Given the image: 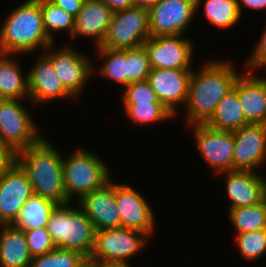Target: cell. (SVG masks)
Instances as JSON below:
<instances>
[{
	"mask_svg": "<svg viewBox=\"0 0 266 267\" xmlns=\"http://www.w3.org/2000/svg\"><path fill=\"white\" fill-rule=\"evenodd\" d=\"M237 3L240 14L242 13V6L257 11L266 9V0H237Z\"/></svg>",
	"mask_w": 266,
	"mask_h": 267,
	"instance_id": "40",
	"label": "cell"
},
{
	"mask_svg": "<svg viewBox=\"0 0 266 267\" xmlns=\"http://www.w3.org/2000/svg\"><path fill=\"white\" fill-rule=\"evenodd\" d=\"M236 234L266 229V198L253 206L228 209Z\"/></svg>",
	"mask_w": 266,
	"mask_h": 267,
	"instance_id": "26",
	"label": "cell"
},
{
	"mask_svg": "<svg viewBox=\"0 0 266 267\" xmlns=\"http://www.w3.org/2000/svg\"><path fill=\"white\" fill-rule=\"evenodd\" d=\"M195 144L204 161L216 174L233 170L234 134L206 124H193Z\"/></svg>",
	"mask_w": 266,
	"mask_h": 267,
	"instance_id": "12",
	"label": "cell"
},
{
	"mask_svg": "<svg viewBox=\"0 0 266 267\" xmlns=\"http://www.w3.org/2000/svg\"><path fill=\"white\" fill-rule=\"evenodd\" d=\"M160 0H134L135 6L144 8V9H150L154 5H156Z\"/></svg>",
	"mask_w": 266,
	"mask_h": 267,
	"instance_id": "42",
	"label": "cell"
},
{
	"mask_svg": "<svg viewBox=\"0 0 266 267\" xmlns=\"http://www.w3.org/2000/svg\"><path fill=\"white\" fill-rule=\"evenodd\" d=\"M20 99H0V139L15 152L37 144L43 136Z\"/></svg>",
	"mask_w": 266,
	"mask_h": 267,
	"instance_id": "6",
	"label": "cell"
},
{
	"mask_svg": "<svg viewBox=\"0 0 266 267\" xmlns=\"http://www.w3.org/2000/svg\"><path fill=\"white\" fill-rule=\"evenodd\" d=\"M28 73V89L31 104L41 105L59 98L75 97L63 86L51 61L43 54ZM33 102V103H32Z\"/></svg>",
	"mask_w": 266,
	"mask_h": 267,
	"instance_id": "18",
	"label": "cell"
},
{
	"mask_svg": "<svg viewBox=\"0 0 266 267\" xmlns=\"http://www.w3.org/2000/svg\"><path fill=\"white\" fill-rule=\"evenodd\" d=\"M231 61H207L199 72L192 70L186 107L189 125L205 124L221 99L233 89L239 71Z\"/></svg>",
	"mask_w": 266,
	"mask_h": 267,
	"instance_id": "1",
	"label": "cell"
},
{
	"mask_svg": "<svg viewBox=\"0 0 266 267\" xmlns=\"http://www.w3.org/2000/svg\"><path fill=\"white\" fill-rule=\"evenodd\" d=\"M17 162V152L0 139V176Z\"/></svg>",
	"mask_w": 266,
	"mask_h": 267,
	"instance_id": "37",
	"label": "cell"
},
{
	"mask_svg": "<svg viewBox=\"0 0 266 267\" xmlns=\"http://www.w3.org/2000/svg\"><path fill=\"white\" fill-rule=\"evenodd\" d=\"M245 67L249 71H254L255 69H262L266 67V25L260 40L258 41L256 47L247 59Z\"/></svg>",
	"mask_w": 266,
	"mask_h": 267,
	"instance_id": "36",
	"label": "cell"
},
{
	"mask_svg": "<svg viewBox=\"0 0 266 267\" xmlns=\"http://www.w3.org/2000/svg\"><path fill=\"white\" fill-rule=\"evenodd\" d=\"M109 6L113 12L135 6L134 0H101Z\"/></svg>",
	"mask_w": 266,
	"mask_h": 267,
	"instance_id": "39",
	"label": "cell"
},
{
	"mask_svg": "<svg viewBox=\"0 0 266 267\" xmlns=\"http://www.w3.org/2000/svg\"><path fill=\"white\" fill-rule=\"evenodd\" d=\"M31 261L25 232L0 224V267H30Z\"/></svg>",
	"mask_w": 266,
	"mask_h": 267,
	"instance_id": "22",
	"label": "cell"
},
{
	"mask_svg": "<svg viewBox=\"0 0 266 267\" xmlns=\"http://www.w3.org/2000/svg\"><path fill=\"white\" fill-rule=\"evenodd\" d=\"M116 206L120 227L137 230L149 236L154 233L155 215L151 205L128 184L115 183Z\"/></svg>",
	"mask_w": 266,
	"mask_h": 267,
	"instance_id": "13",
	"label": "cell"
},
{
	"mask_svg": "<svg viewBox=\"0 0 266 267\" xmlns=\"http://www.w3.org/2000/svg\"><path fill=\"white\" fill-rule=\"evenodd\" d=\"M91 264L95 267H132L129 262H98Z\"/></svg>",
	"mask_w": 266,
	"mask_h": 267,
	"instance_id": "41",
	"label": "cell"
},
{
	"mask_svg": "<svg viewBox=\"0 0 266 267\" xmlns=\"http://www.w3.org/2000/svg\"><path fill=\"white\" fill-rule=\"evenodd\" d=\"M235 237L237 248L244 260L256 261L266 254V229L236 234Z\"/></svg>",
	"mask_w": 266,
	"mask_h": 267,
	"instance_id": "33",
	"label": "cell"
},
{
	"mask_svg": "<svg viewBox=\"0 0 266 267\" xmlns=\"http://www.w3.org/2000/svg\"><path fill=\"white\" fill-rule=\"evenodd\" d=\"M221 174L226 176L229 209L253 206L266 198V178L259 171L230 170Z\"/></svg>",
	"mask_w": 266,
	"mask_h": 267,
	"instance_id": "17",
	"label": "cell"
},
{
	"mask_svg": "<svg viewBox=\"0 0 266 267\" xmlns=\"http://www.w3.org/2000/svg\"><path fill=\"white\" fill-rule=\"evenodd\" d=\"M253 73H240L233 89L238 95L246 121L249 124L266 125V77L259 78Z\"/></svg>",
	"mask_w": 266,
	"mask_h": 267,
	"instance_id": "20",
	"label": "cell"
},
{
	"mask_svg": "<svg viewBox=\"0 0 266 267\" xmlns=\"http://www.w3.org/2000/svg\"><path fill=\"white\" fill-rule=\"evenodd\" d=\"M55 5L59 6L74 18L81 10L84 0H50Z\"/></svg>",
	"mask_w": 266,
	"mask_h": 267,
	"instance_id": "38",
	"label": "cell"
},
{
	"mask_svg": "<svg viewBox=\"0 0 266 267\" xmlns=\"http://www.w3.org/2000/svg\"><path fill=\"white\" fill-rule=\"evenodd\" d=\"M57 205L51 199L33 194L25 202L11 225L22 231L47 227L52 211Z\"/></svg>",
	"mask_w": 266,
	"mask_h": 267,
	"instance_id": "25",
	"label": "cell"
},
{
	"mask_svg": "<svg viewBox=\"0 0 266 267\" xmlns=\"http://www.w3.org/2000/svg\"><path fill=\"white\" fill-rule=\"evenodd\" d=\"M205 124L212 129L229 132H234L249 124L234 89L221 99L215 113Z\"/></svg>",
	"mask_w": 266,
	"mask_h": 267,
	"instance_id": "24",
	"label": "cell"
},
{
	"mask_svg": "<svg viewBox=\"0 0 266 267\" xmlns=\"http://www.w3.org/2000/svg\"><path fill=\"white\" fill-rule=\"evenodd\" d=\"M24 232L32 258L48 253L56 247L51 239L47 227L36 228Z\"/></svg>",
	"mask_w": 266,
	"mask_h": 267,
	"instance_id": "35",
	"label": "cell"
},
{
	"mask_svg": "<svg viewBox=\"0 0 266 267\" xmlns=\"http://www.w3.org/2000/svg\"><path fill=\"white\" fill-rule=\"evenodd\" d=\"M17 163L28 175L33 194L57 204L70 202L64 188L63 157L45 137L37 144L19 151Z\"/></svg>",
	"mask_w": 266,
	"mask_h": 267,
	"instance_id": "2",
	"label": "cell"
},
{
	"mask_svg": "<svg viewBox=\"0 0 266 267\" xmlns=\"http://www.w3.org/2000/svg\"><path fill=\"white\" fill-rule=\"evenodd\" d=\"M93 223L96 230L120 227L116 206L115 183L112 178L102 188L84 195L76 202Z\"/></svg>",
	"mask_w": 266,
	"mask_h": 267,
	"instance_id": "19",
	"label": "cell"
},
{
	"mask_svg": "<svg viewBox=\"0 0 266 267\" xmlns=\"http://www.w3.org/2000/svg\"><path fill=\"white\" fill-rule=\"evenodd\" d=\"M192 70L157 68L151 69L148 75L147 80L157 94L158 100L174 116L178 114L179 105L187 104Z\"/></svg>",
	"mask_w": 266,
	"mask_h": 267,
	"instance_id": "14",
	"label": "cell"
},
{
	"mask_svg": "<svg viewBox=\"0 0 266 267\" xmlns=\"http://www.w3.org/2000/svg\"><path fill=\"white\" fill-rule=\"evenodd\" d=\"M82 267H95V266L87 261Z\"/></svg>",
	"mask_w": 266,
	"mask_h": 267,
	"instance_id": "43",
	"label": "cell"
},
{
	"mask_svg": "<svg viewBox=\"0 0 266 267\" xmlns=\"http://www.w3.org/2000/svg\"><path fill=\"white\" fill-rule=\"evenodd\" d=\"M87 261L78 251L55 247L48 253L33 257L30 267H82Z\"/></svg>",
	"mask_w": 266,
	"mask_h": 267,
	"instance_id": "31",
	"label": "cell"
},
{
	"mask_svg": "<svg viewBox=\"0 0 266 267\" xmlns=\"http://www.w3.org/2000/svg\"><path fill=\"white\" fill-rule=\"evenodd\" d=\"M54 46V43L49 45L43 54L51 61L63 86L78 99L87 80L93 75L92 60L86 54L78 52L79 50H74L70 45H64L57 50Z\"/></svg>",
	"mask_w": 266,
	"mask_h": 267,
	"instance_id": "9",
	"label": "cell"
},
{
	"mask_svg": "<svg viewBox=\"0 0 266 267\" xmlns=\"http://www.w3.org/2000/svg\"><path fill=\"white\" fill-rule=\"evenodd\" d=\"M122 107L132 122L142 126L174 118V114L161 102L123 104Z\"/></svg>",
	"mask_w": 266,
	"mask_h": 267,
	"instance_id": "29",
	"label": "cell"
},
{
	"mask_svg": "<svg viewBox=\"0 0 266 267\" xmlns=\"http://www.w3.org/2000/svg\"><path fill=\"white\" fill-rule=\"evenodd\" d=\"M37 1L40 3L43 25L48 37L56 43L55 32H62L63 30L72 37L75 18L50 0Z\"/></svg>",
	"mask_w": 266,
	"mask_h": 267,
	"instance_id": "27",
	"label": "cell"
},
{
	"mask_svg": "<svg viewBox=\"0 0 266 267\" xmlns=\"http://www.w3.org/2000/svg\"><path fill=\"white\" fill-rule=\"evenodd\" d=\"M98 56H102L105 62L98 71L108 79L120 83L126 87V49H110L105 47H97Z\"/></svg>",
	"mask_w": 266,
	"mask_h": 267,
	"instance_id": "30",
	"label": "cell"
},
{
	"mask_svg": "<svg viewBox=\"0 0 266 267\" xmlns=\"http://www.w3.org/2000/svg\"><path fill=\"white\" fill-rule=\"evenodd\" d=\"M71 203L54 208L47 229L57 248L78 251L89 259L95 245L96 228L82 208L72 207Z\"/></svg>",
	"mask_w": 266,
	"mask_h": 267,
	"instance_id": "4",
	"label": "cell"
},
{
	"mask_svg": "<svg viewBox=\"0 0 266 267\" xmlns=\"http://www.w3.org/2000/svg\"><path fill=\"white\" fill-rule=\"evenodd\" d=\"M122 91L123 104L160 102L147 79L130 83Z\"/></svg>",
	"mask_w": 266,
	"mask_h": 267,
	"instance_id": "34",
	"label": "cell"
},
{
	"mask_svg": "<svg viewBox=\"0 0 266 267\" xmlns=\"http://www.w3.org/2000/svg\"><path fill=\"white\" fill-rule=\"evenodd\" d=\"M63 179L67 198L71 202L75 196L79 201L84 195L102 188L111 176L99 155L76 149L68 157H63Z\"/></svg>",
	"mask_w": 266,
	"mask_h": 267,
	"instance_id": "5",
	"label": "cell"
},
{
	"mask_svg": "<svg viewBox=\"0 0 266 267\" xmlns=\"http://www.w3.org/2000/svg\"><path fill=\"white\" fill-rule=\"evenodd\" d=\"M233 134V170L257 172L266 161V125L248 124Z\"/></svg>",
	"mask_w": 266,
	"mask_h": 267,
	"instance_id": "15",
	"label": "cell"
},
{
	"mask_svg": "<svg viewBox=\"0 0 266 267\" xmlns=\"http://www.w3.org/2000/svg\"><path fill=\"white\" fill-rule=\"evenodd\" d=\"M113 11L101 0H84L75 17L72 37H92L95 47L101 46L111 21Z\"/></svg>",
	"mask_w": 266,
	"mask_h": 267,
	"instance_id": "21",
	"label": "cell"
},
{
	"mask_svg": "<svg viewBox=\"0 0 266 267\" xmlns=\"http://www.w3.org/2000/svg\"><path fill=\"white\" fill-rule=\"evenodd\" d=\"M194 43L181 35L148 38L143 46L151 69H192Z\"/></svg>",
	"mask_w": 266,
	"mask_h": 267,
	"instance_id": "11",
	"label": "cell"
},
{
	"mask_svg": "<svg viewBox=\"0 0 266 267\" xmlns=\"http://www.w3.org/2000/svg\"><path fill=\"white\" fill-rule=\"evenodd\" d=\"M31 195L28 175L16 162L0 176V224H11Z\"/></svg>",
	"mask_w": 266,
	"mask_h": 267,
	"instance_id": "16",
	"label": "cell"
},
{
	"mask_svg": "<svg viewBox=\"0 0 266 267\" xmlns=\"http://www.w3.org/2000/svg\"><path fill=\"white\" fill-rule=\"evenodd\" d=\"M150 38L149 11L131 7L113 12L107 34L100 47L126 49L142 46Z\"/></svg>",
	"mask_w": 266,
	"mask_h": 267,
	"instance_id": "7",
	"label": "cell"
},
{
	"mask_svg": "<svg viewBox=\"0 0 266 267\" xmlns=\"http://www.w3.org/2000/svg\"><path fill=\"white\" fill-rule=\"evenodd\" d=\"M147 237L145 233L122 227L96 230L95 245L88 262H129L145 247Z\"/></svg>",
	"mask_w": 266,
	"mask_h": 267,
	"instance_id": "8",
	"label": "cell"
},
{
	"mask_svg": "<svg viewBox=\"0 0 266 267\" xmlns=\"http://www.w3.org/2000/svg\"><path fill=\"white\" fill-rule=\"evenodd\" d=\"M202 0H160L149 11L150 37L184 35Z\"/></svg>",
	"mask_w": 266,
	"mask_h": 267,
	"instance_id": "10",
	"label": "cell"
},
{
	"mask_svg": "<svg viewBox=\"0 0 266 267\" xmlns=\"http://www.w3.org/2000/svg\"><path fill=\"white\" fill-rule=\"evenodd\" d=\"M54 42L48 37L40 3L26 0L12 9L0 29V53L23 54L43 48Z\"/></svg>",
	"mask_w": 266,
	"mask_h": 267,
	"instance_id": "3",
	"label": "cell"
},
{
	"mask_svg": "<svg viewBox=\"0 0 266 267\" xmlns=\"http://www.w3.org/2000/svg\"><path fill=\"white\" fill-rule=\"evenodd\" d=\"M13 56L0 53V99L21 100L29 97L28 73L21 71L19 62L12 59Z\"/></svg>",
	"mask_w": 266,
	"mask_h": 267,
	"instance_id": "23",
	"label": "cell"
},
{
	"mask_svg": "<svg viewBox=\"0 0 266 267\" xmlns=\"http://www.w3.org/2000/svg\"><path fill=\"white\" fill-rule=\"evenodd\" d=\"M205 18L220 29L231 28L238 23L241 14L237 0H203Z\"/></svg>",
	"mask_w": 266,
	"mask_h": 267,
	"instance_id": "28",
	"label": "cell"
},
{
	"mask_svg": "<svg viewBox=\"0 0 266 267\" xmlns=\"http://www.w3.org/2000/svg\"><path fill=\"white\" fill-rule=\"evenodd\" d=\"M151 71L145 47L126 48V86L146 80Z\"/></svg>",
	"mask_w": 266,
	"mask_h": 267,
	"instance_id": "32",
	"label": "cell"
}]
</instances>
